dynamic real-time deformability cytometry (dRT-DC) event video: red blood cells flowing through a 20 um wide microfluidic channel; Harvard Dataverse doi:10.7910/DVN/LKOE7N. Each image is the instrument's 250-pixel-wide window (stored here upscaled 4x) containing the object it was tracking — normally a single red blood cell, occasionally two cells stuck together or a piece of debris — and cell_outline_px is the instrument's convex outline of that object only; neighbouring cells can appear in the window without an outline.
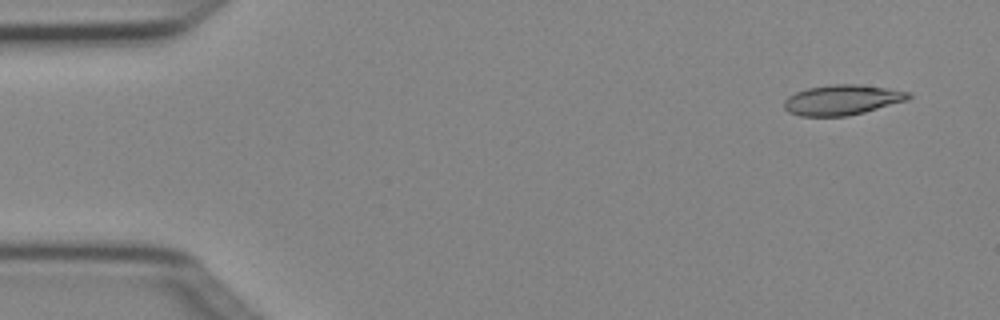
{"species": "Egyptian fruit bat (a non-hibernating species)", "species_latin": "Rousettus aegyptiacus", "temperature_condition": "cold", "stored_images_in_passage": 4, "camera_frame_rate_fps": 3000, "um_per_image_px": 0.085, "animal": {"sex": "female"}, "frame": {"image": 1, "passage_image": 1, "time_ms": 0.0, "image_size_px": [1000, 320], "cell_outline_px": [[912, 96], [908, 100], [864, 112], [848, 116], [800, 116], [788, 112], [784, 108], [784, 100], [788, 96], [796, 92], [808, 88], [832, 84], [856, 84], [912, 92]], "centroid_in_image_um": [71.58, 8.49], "position_along_channel_um": 13.4, "area_um2": 21.85}}
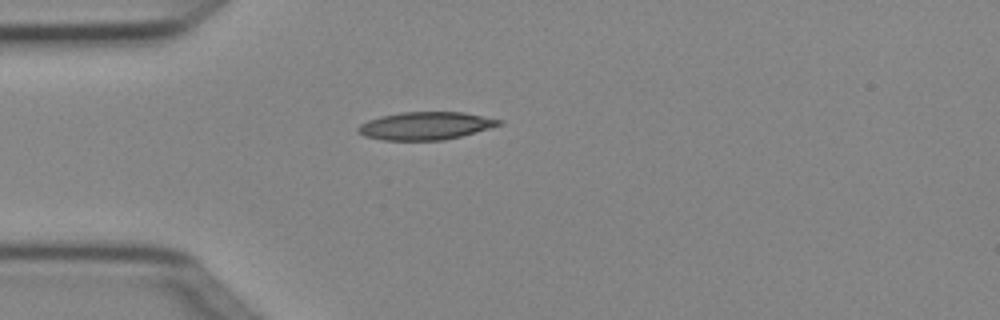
{"frame": {"image": 2, "passage_image": 3, "time_ms": 0.667, "image_size_px": [1000, 320], "cell_outline_px": [[504, 124], [460, 136], [444, 140], [384, 140], [364, 136], [356, 132], [356, 128], [360, 124], [368, 120], [380, 116], [400, 112], [464, 112], [504, 120]], "centroid_in_image_um": [36.16, 10.69], "position_along_channel_um": 48.8, "area_um2": 22.95}}